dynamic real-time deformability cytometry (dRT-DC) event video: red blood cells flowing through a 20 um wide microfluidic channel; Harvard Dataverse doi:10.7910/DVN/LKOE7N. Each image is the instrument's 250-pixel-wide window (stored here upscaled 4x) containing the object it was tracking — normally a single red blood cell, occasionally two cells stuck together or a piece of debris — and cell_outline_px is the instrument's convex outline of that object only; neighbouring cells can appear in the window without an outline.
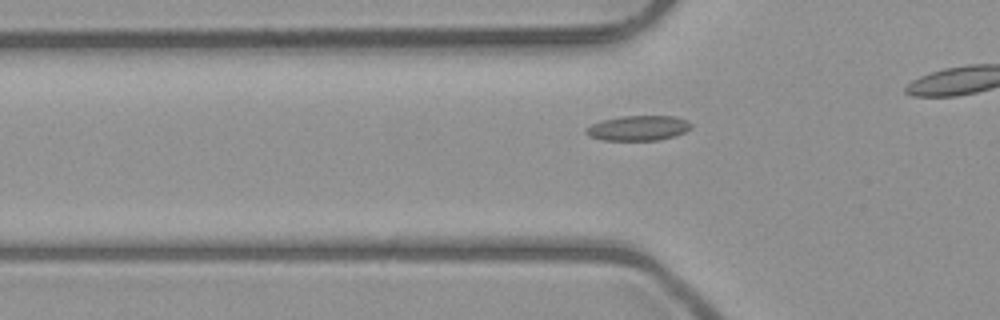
{"species": "common noctule bat (a hibernating species)", "species_latin": "Nyctalus noctula", "temperature_condition": "room temperature", "stored_images_in_passage": 42, "camera_frame_rate_fps": 3000, "um_per_image_px": 0.085, "animal": {"sex": "male", "body_mass_g": 23.1, "forearm_length_mm": 52.7}, "frame": {"image": 1, "passage_image": 18, "time_ms": 5.667, "image_size_px": [1000, 320], "cell_outline_px": [[692, 128], [676, 136], [656, 140], [600, 140], [588, 136], [584, 132], [584, 128], [600, 120], [620, 116], [676, 116], [688, 120], [692, 124]], "centroid_in_image_um": [54.23, 10.88], "position_along_channel_um": 71.6, "area_um2": 15.61}}
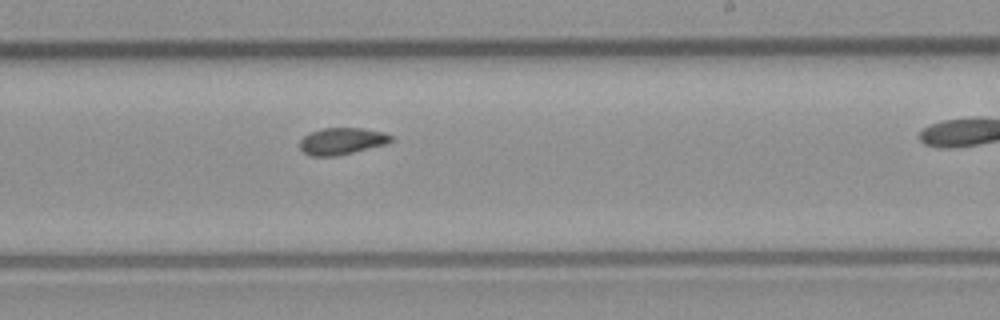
{"frame": {"image": 2, "passage_image": 32, "time_ms": 10.333, "image_size_px": [1000, 320], "cell_outline_px": [[392, 140], [388, 144], [336, 156], [312, 156], [304, 152], [300, 148], [300, 140], [304, 136], [312, 132], [324, 128], [364, 128], [384, 132], [392, 136]], "centroid_in_image_um": [29.09, 11.99], "position_along_channel_um": 259.9, "area_um2": 14.22}}
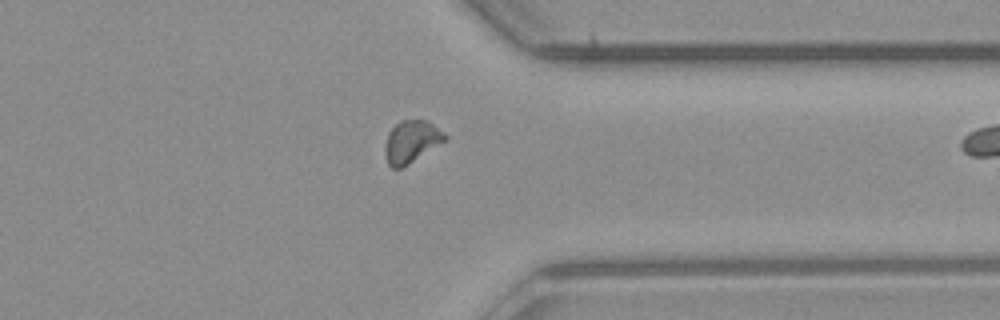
{"frame": {"image": 3, "passage_image": 41, "time_ms": 13.333, "image_size_px": [1000, 320], "cell_outline_px": [[448, 140], [408, 164], [400, 168], [392, 168], [388, 164], [388, 132], [400, 120], [428, 120], [444, 132], [448, 136]], "centroid_in_image_um": [35.07, 12.0], "position_along_channel_um": 376.3, "area_um2": 14.39}}